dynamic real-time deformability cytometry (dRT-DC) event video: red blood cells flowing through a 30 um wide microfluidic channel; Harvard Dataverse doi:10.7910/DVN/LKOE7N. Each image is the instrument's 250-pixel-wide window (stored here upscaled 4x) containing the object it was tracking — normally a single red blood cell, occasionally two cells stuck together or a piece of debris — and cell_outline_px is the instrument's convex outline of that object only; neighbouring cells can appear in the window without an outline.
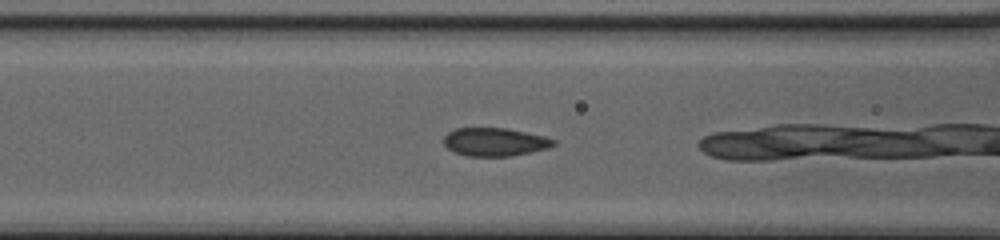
{"species": "common noctule bat (a hibernating species)", "species_latin": "Nyctalus noctula", "temperature_condition": "cold", "stored_images_in_passage": 40, "camera_frame_rate_fps": 3000, "um_per_image_px": 0.085, "animal": {"sex": "female", "body_mass_g": 20.0, "forearm_length_mm": 54.0}, "frame": {"image": 1, "passage_image": 11, "time_ms": 3.333, "image_size_px": [1000, 240], "cell_outline_px": [[556, 144], [548, 148], [532, 152], [512, 156], [468, 156], [456, 152], [448, 148], [444, 144], [444, 136], [448, 132], [456, 128], [508, 128], [544, 136], [556, 140]], "centroid_in_image_um": [42.08, 12.06], "position_along_channel_um": 124.5, "area_um2": 18.09}}
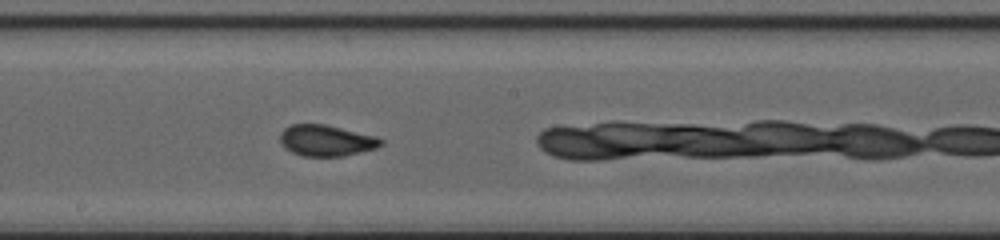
{"frame": {"image": 2, "passage_image": 18, "time_ms": 5.667, "image_size_px": [1000, 240], "cell_outline_px": [[384, 144], [376, 148], [344, 156], [304, 156], [292, 152], [284, 148], [280, 140], [280, 132], [284, 128], [292, 124], [324, 124], [376, 136], [384, 140]], "centroid_in_image_um": [27.73, 11.94], "position_along_channel_um": 220.5, "area_um2": 18.32}}
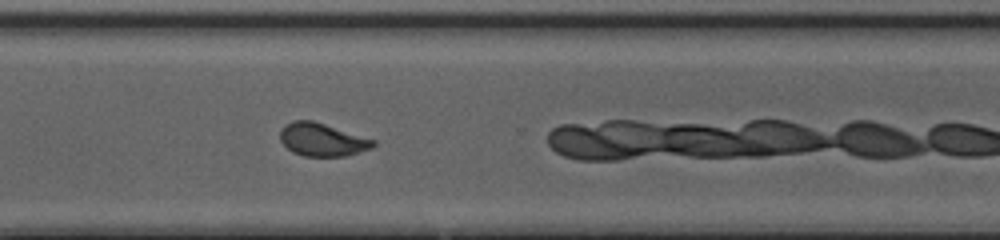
{"frame": {"image": 3, "passage_image": 27, "time_ms": 8.667, "image_size_px": [1000, 240], "cell_outline_px": [[376, 144], [372, 148], [344, 156], [304, 156], [292, 152], [280, 140], [280, 128], [284, 124], [292, 120], [312, 120], [376, 140]], "centroid_in_image_um": [27.36, 11.86], "position_along_channel_um": 343.2, "area_um2": 17.92}, "authors_computed_cell_mechanics": {"area_um2": 18.2648, "velocity_mm_per_s": 4.1021, "shape_relaxation_time_tau1_ms": 5.479, "shape_relaxation_time_tau2_ms": null, "deformation_change_tau1": 0.1326, "deformation_change_tau2": null}}